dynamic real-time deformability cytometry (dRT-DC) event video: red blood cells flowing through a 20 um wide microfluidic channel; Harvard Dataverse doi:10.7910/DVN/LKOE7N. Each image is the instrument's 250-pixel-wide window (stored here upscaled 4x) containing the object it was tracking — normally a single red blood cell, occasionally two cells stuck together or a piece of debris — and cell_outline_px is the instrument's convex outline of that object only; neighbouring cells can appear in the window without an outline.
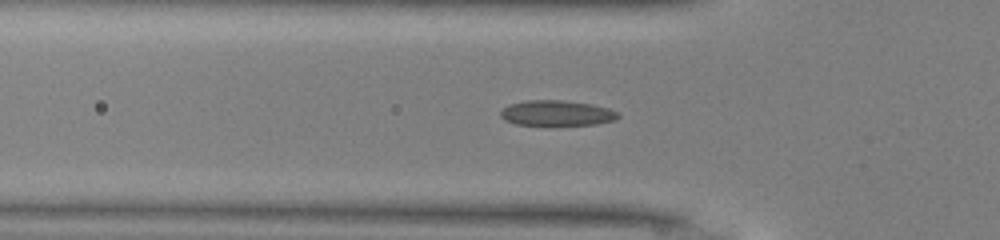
{"species": "common noctule bat (a hibernating species)", "species_latin": "Nyctalus noctula", "temperature_condition": "warm", "stored_images_in_passage": 43, "camera_frame_rate_fps": 3000, "um_per_image_px": 0.085, "animal": {"sex": "male", "body_mass_g": 13.0, "forearm_length_mm": 53.1}, "frame": {"image": 1, "passage_image": 9, "time_ms": 2.667, "image_size_px": [1000, 240], "cell_outline_px": [[620, 116], [616, 120], [596, 124], [516, 124], [504, 120], [500, 116], [500, 112], [508, 104], [528, 100], [560, 100], [592, 104], [608, 108], [620, 112]], "centroid_in_image_um": [47.35, 9.6], "position_along_channel_um": 78.5, "area_um2": 17.22}}
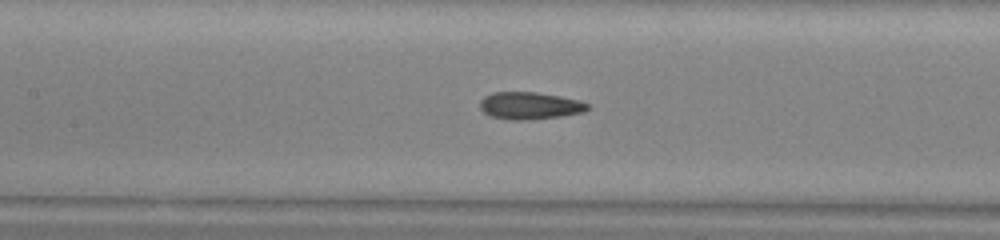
{"frame": {"image": 2, "passage_image": 15, "time_ms": 4.667, "image_size_px": [1000, 240], "cell_outline_px": [[592, 108], [584, 112], [560, 116], [532, 120], [512, 120], [492, 116], [484, 112], [480, 108], [480, 100], [484, 96], [492, 92], [536, 92], [580, 100], [588, 104]], "centroid_in_image_um": [45.05, 8.98], "position_along_channel_um": 162.4, "area_um2": 17.17}}
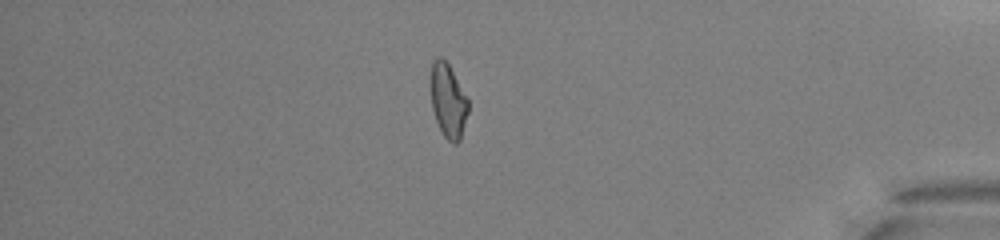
{"frame": {"image": 3, "passage_image": 35, "time_ms": 11.333, "image_size_px": [1000, 240], "cell_outline_px": [[468, 112], [460, 140], [456, 144], [452, 144], [444, 136], [436, 120], [432, 108], [428, 84], [428, 76], [432, 60], [436, 56], [440, 56], [448, 64], [468, 100]], "centroid_in_image_um": [38.02, 8.51], "position_along_channel_um": 397.2, "area_um2": 16.53}, "authors_computed_cell_mechanics": {"area_um2": 16.8776, "velocity_mm_per_s": 4.1674, "shape_relaxation_time_tau1_ms": 5.9047, "shape_relaxation_time_tau2_ms": 2.6662, "deformation_change_tau1": 0.1679, "deformation_change_tau2": 0.065}}